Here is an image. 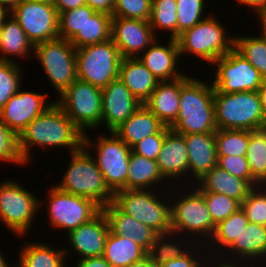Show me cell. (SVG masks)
Returning a JSON list of instances; mask_svg holds the SVG:
<instances>
[{
  "label": "cell",
  "mask_w": 266,
  "mask_h": 267,
  "mask_svg": "<svg viewBox=\"0 0 266 267\" xmlns=\"http://www.w3.org/2000/svg\"><path fill=\"white\" fill-rule=\"evenodd\" d=\"M177 0H152L149 24L154 35L161 30L168 31L169 38H177Z\"/></svg>",
  "instance_id": "cell-38"
},
{
  "label": "cell",
  "mask_w": 266,
  "mask_h": 267,
  "mask_svg": "<svg viewBox=\"0 0 266 267\" xmlns=\"http://www.w3.org/2000/svg\"><path fill=\"white\" fill-rule=\"evenodd\" d=\"M258 93L261 101V108L264 115V120L266 121V80L258 88Z\"/></svg>",
  "instance_id": "cell-55"
},
{
  "label": "cell",
  "mask_w": 266,
  "mask_h": 267,
  "mask_svg": "<svg viewBox=\"0 0 266 267\" xmlns=\"http://www.w3.org/2000/svg\"><path fill=\"white\" fill-rule=\"evenodd\" d=\"M169 184L162 176L156 161L131 151L128 162L127 190H158L157 188L161 186L168 189L172 187Z\"/></svg>",
  "instance_id": "cell-28"
},
{
  "label": "cell",
  "mask_w": 266,
  "mask_h": 267,
  "mask_svg": "<svg viewBox=\"0 0 266 267\" xmlns=\"http://www.w3.org/2000/svg\"><path fill=\"white\" fill-rule=\"evenodd\" d=\"M164 190L162 191V188L161 191L122 189L114 193L113 203L122 212L149 226L158 234L169 233L171 232L169 199L171 192L169 189L164 188ZM162 192H166L164 194L166 197Z\"/></svg>",
  "instance_id": "cell-5"
},
{
  "label": "cell",
  "mask_w": 266,
  "mask_h": 267,
  "mask_svg": "<svg viewBox=\"0 0 266 267\" xmlns=\"http://www.w3.org/2000/svg\"><path fill=\"white\" fill-rule=\"evenodd\" d=\"M169 128L181 135L215 133L214 88L210 82L187 74L181 77L178 117Z\"/></svg>",
  "instance_id": "cell-2"
},
{
  "label": "cell",
  "mask_w": 266,
  "mask_h": 267,
  "mask_svg": "<svg viewBox=\"0 0 266 267\" xmlns=\"http://www.w3.org/2000/svg\"><path fill=\"white\" fill-rule=\"evenodd\" d=\"M156 162L162 176L170 182V185L177 186V182L178 185L183 183L188 185V154L183 135L170 130L163 140Z\"/></svg>",
  "instance_id": "cell-20"
},
{
  "label": "cell",
  "mask_w": 266,
  "mask_h": 267,
  "mask_svg": "<svg viewBox=\"0 0 266 267\" xmlns=\"http://www.w3.org/2000/svg\"><path fill=\"white\" fill-rule=\"evenodd\" d=\"M102 211L106 215L110 231L114 235L130 238L146 251L149 250L158 235L155 230L122 212L113 202L104 206Z\"/></svg>",
  "instance_id": "cell-24"
},
{
  "label": "cell",
  "mask_w": 266,
  "mask_h": 267,
  "mask_svg": "<svg viewBox=\"0 0 266 267\" xmlns=\"http://www.w3.org/2000/svg\"><path fill=\"white\" fill-rule=\"evenodd\" d=\"M9 13L23 28L33 46L59 38V14L54 5L19 0Z\"/></svg>",
  "instance_id": "cell-15"
},
{
  "label": "cell",
  "mask_w": 266,
  "mask_h": 267,
  "mask_svg": "<svg viewBox=\"0 0 266 267\" xmlns=\"http://www.w3.org/2000/svg\"><path fill=\"white\" fill-rule=\"evenodd\" d=\"M168 44L158 43V38L141 54L138 59L159 82L173 81L185 75L179 71L180 53L176 39L168 37ZM183 72V73H182Z\"/></svg>",
  "instance_id": "cell-22"
},
{
  "label": "cell",
  "mask_w": 266,
  "mask_h": 267,
  "mask_svg": "<svg viewBox=\"0 0 266 267\" xmlns=\"http://www.w3.org/2000/svg\"><path fill=\"white\" fill-rule=\"evenodd\" d=\"M234 49L239 52L266 80V32L255 36L234 37Z\"/></svg>",
  "instance_id": "cell-36"
},
{
  "label": "cell",
  "mask_w": 266,
  "mask_h": 267,
  "mask_svg": "<svg viewBox=\"0 0 266 267\" xmlns=\"http://www.w3.org/2000/svg\"><path fill=\"white\" fill-rule=\"evenodd\" d=\"M119 79L141 104L149 99L159 83L138 57L122 58Z\"/></svg>",
  "instance_id": "cell-26"
},
{
  "label": "cell",
  "mask_w": 266,
  "mask_h": 267,
  "mask_svg": "<svg viewBox=\"0 0 266 267\" xmlns=\"http://www.w3.org/2000/svg\"><path fill=\"white\" fill-rule=\"evenodd\" d=\"M12 264H14V263H12V262H11V264L8 263V261L6 260L4 254H2V252L0 250V267H10V265L12 267ZM13 266L16 267V264H14Z\"/></svg>",
  "instance_id": "cell-59"
},
{
  "label": "cell",
  "mask_w": 266,
  "mask_h": 267,
  "mask_svg": "<svg viewBox=\"0 0 266 267\" xmlns=\"http://www.w3.org/2000/svg\"><path fill=\"white\" fill-rule=\"evenodd\" d=\"M47 193L48 223L55 229H64L66 235L102 211L93 200L62 191L55 185L49 187Z\"/></svg>",
  "instance_id": "cell-12"
},
{
  "label": "cell",
  "mask_w": 266,
  "mask_h": 267,
  "mask_svg": "<svg viewBox=\"0 0 266 267\" xmlns=\"http://www.w3.org/2000/svg\"><path fill=\"white\" fill-rule=\"evenodd\" d=\"M217 156H245L249 142V130H226L215 131Z\"/></svg>",
  "instance_id": "cell-39"
},
{
  "label": "cell",
  "mask_w": 266,
  "mask_h": 267,
  "mask_svg": "<svg viewBox=\"0 0 266 267\" xmlns=\"http://www.w3.org/2000/svg\"><path fill=\"white\" fill-rule=\"evenodd\" d=\"M200 192L205 198L211 218L216 225L241 208V204L237 200L227 195L211 191Z\"/></svg>",
  "instance_id": "cell-43"
},
{
  "label": "cell",
  "mask_w": 266,
  "mask_h": 267,
  "mask_svg": "<svg viewBox=\"0 0 266 267\" xmlns=\"http://www.w3.org/2000/svg\"><path fill=\"white\" fill-rule=\"evenodd\" d=\"M241 209L249 222L266 226V187H254L241 202Z\"/></svg>",
  "instance_id": "cell-44"
},
{
  "label": "cell",
  "mask_w": 266,
  "mask_h": 267,
  "mask_svg": "<svg viewBox=\"0 0 266 267\" xmlns=\"http://www.w3.org/2000/svg\"><path fill=\"white\" fill-rule=\"evenodd\" d=\"M225 29L218 17L210 14L176 38L180 57L186 54L194 55L210 66L234 48L235 36L228 35Z\"/></svg>",
  "instance_id": "cell-6"
},
{
  "label": "cell",
  "mask_w": 266,
  "mask_h": 267,
  "mask_svg": "<svg viewBox=\"0 0 266 267\" xmlns=\"http://www.w3.org/2000/svg\"><path fill=\"white\" fill-rule=\"evenodd\" d=\"M106 133L108 136L100 133L98 138L95 137L96 141L85 133L83 146L88 151L95 150L96 155L93 154V158L109 189L113 193L122 189L127 190L128 162L132 150L115 133Z\"/></svg>",
  "instance_id": "cell-9"
},
{
  "label": "cell",
  "mask_w": 266,
  "mask_h": 267,
  "mask_svg": "<svg viewBox=\"0 0 266 267\" xmlns=\"http://www.w3.org/2000/svg\"><path fill=\"white\" fill-rule=\"evenodd\" d=\"M21 247L18 263H15L16 267H67L69 265L66 263V258L71 255L69 246L67 249L56 248L44 241L43 243L27 241Z\"/></svg>",
  "instance_id": "cell-29"
},
{
  "label": "cell",
  "mask_w": 266,
  "mask_h": 267,
  "mask_svg": "<svg viewBox=\"0 0 266 267\" xmlns=\"http://www.w3.org/2000/svg\"><path fill=\"white\" fill-rule=\"evenodd\" d=\"M102 126L113 132L142 104L119 79L113 80L102 89Z\"/></svg>",
  "instance_id": "cell-19"
},
{
  "label": "cell",
  "mask_w": 266,
  "mask_h": 267,
  "mask_svg": "<svg viewBox=\"0 0 266 267\" xmlns=\"http://www.w3.org/2000/svg\"><path fill=\"white\" fill-rule=\"evenodd\" d=\"M115 0H86L88 5L95 12H101L112 16Z\"/></svg>",
  "instance_id": "cell-50"
},
{
  "label": "cell",
  "mask_w": 266,
  "mask_h": 267,
  "mask_svg": "<svg viewBox=\"0 0 266 267\" xmlns=\"http://www.w3.org/2000/svg\"><path fill=\"white\" fill-rule=\"evenodd\" d=\"M259 20V24L261 25L260 27H262V29L266 32V9L259 15V17L257 18Z\"/></svg>",
  "instance_id": "cell-58"
},
{
  "label": "cell",
  "mask_w": 266,
  "mask_h": 267,
  "mask_svg": "<svg viewBox=\"0 0 266 267\" xmlns=\"http://www.w3.org/2000/svg\"><path fill=\"white\" fill-rule=\"evenodd\" d=\"M19 0H0V7L5 8L8 12H10Z\"/></svg>",
  "instance_id": "cell-57"
},
{
  "label": "cell",
  "mask_w": 266,
  "mask_h": 267,
  "mask_svg": "<svg viewBox=\"0 0 266 267\" xmlns=\"http://www.w3.org/2000/svg\"><path fill=\"white\" fill-rule=\"evenodd\" d=\"M194 186L199 191H211L227 195L240 204L254 188L248 181L230 174L218 165L199 179Z\"/></svg>",
  "instance_id": "cell-27"
},
{
  "label": "cell",
  "mask_w": 266,
  "mask_h": 267,
  "mask_svg": "<svg viewBox=\"0 0 266 267\" xmlns=\"http://www.w3.org/2000/svg\"><path fill=\"white\" fill-rule=\"evenodd\" d=\"M129 267H157V265L150 259L148 255H146L142 259L134 262Z\"/></svg>",
  "instance_id": "cell-56"
},
{
  "label": "cell",
  "mask_w": 266,
  "mask_h": 267,
  "mask_svg": "<svg viewBox=\"0 0 266 267\" xmlns=\"http://www.w3.org/2000/svg\"><path fill=\"white\" fill-rule=\"evenodd\" d=\"M33 51L34 46L28 40L23 28L9 13L0 28V60L17 62L20 57L29 58ZM12 57L19 59L14 60Z\"/></svg>",
  "instance_id": "cell-31"
},
{
  "label": "cell",
  "mask_w": 266,
  "mask_h": 267,
  "mask_svg": "<svg viewBox=\"0 0 266 267\" xmlns=\"http://www.w3.org/2000/svg\"><path fill=\"white\" fill-rule=\"evenodd\" d=\"M194 246H191V248L185 254H183L181 257L168 260L167 262H164V263L157 265V267H205L207 262L211 258L212 254L211 255L207 254L208 253V251L206 250L207 247L203 243L202 244L195 243ZM203 247H205V248H203ZM193 248H195V249H193ZM201 250H202V252H201ZM201 254H203V255H201ZM204 258H205V260H204Z\"/></svg>",
  "instance_id": "cell-47"
},
{
  "label": "cell",
  "mask_w": 266,
  "mask_h": 267,
  "mask_svg": "<svg viewBox=\"0 0 266 267\" xmlns=\"http://www.w3.org/2000/svg\"><path fill=\"white\" fill-rule=\"evenodd\" d=\"M149 21L112 16L111 40L122 58H136L156 39Z\"/></svg>",
  "instance_id": "cell-16"
},
{
  "label": "cell",
  "mask_w": 266,
  "mask_h": 267,
  "mask_svg": "<svg viewBox=\"0 0 266 267\" xmlns=\"http://www.w3.org/2000/svg\"><path fill=\"white\" fill-rule=\"evenodd\" d=\"M240 5L248 7L255 15H259L266 9V0H236Z\"/></svg>",
  "instance_id": "cell-53"
},
{
  "label": "cell",
  "mask_w": 266,
  "mask_h": 267,
  "mask_svg": "<svg viewBox=\"0 0 266 267\" xmlns=\"http://www.w3.org/2000/svg\"><path fill=\"white\" fill-rule=\"evenodd\" d=\"M41 198L28 191L16 180L0 182V221L15 236L25 237L33 228L39 208L42 209ZM33 223V224H32Z\"/></svg>",
  "instance_id": "cell-8"
},
{
  "label": "cell",
  "mask_w": 266,
  "mask_h": 267,
  "mask_svg": "<svg viewBox=\"0 0 266 267\" xmlns=\"http://www.w3.org/2000/svg\"><path fill=\"white\" fill-rule=\"evenodd\" d=\"M33 55L58 95L77 79L76 48L69 40L59 37L39 43Z\"/></svg>",
  "instance_id": "cell-13"
},
{
  "label": "cell",
  "mask_w": 266,
  "mask_h": 267,
  "mask_svg": "<svg viewBox=\"0 0 266 267\" xmlns=\"http://www.w3.org/2000/svg\"><path fill=\"white\" fill-rule=\"evenodd\" d=\"M110 231L106 215L101 211L88 223L70 231L68 238L69 249L77 253V260L103 256L105 241Z\"/></svg>",
  "instance_id": "cell-21"
},
{
  "label": "cell",
  "mask_w": 266,
  "mask_h": 267,
  "mask_svg": "<svg viewBox=\"0 0 266 267\" xmlns=\"http://www.w3.org/2000/svg\"><path fill=\"white\" fill-rule=\"evenodd\" d=\"M121 60L111 39L76 49L77 78L103 89L119 78Z\"/></svg>",
  "instance_id": "cell-11"
},
{
  "label": "cell",
  "mask_w": 266,
  "mask_h": 267,
  "mask_svg": "<svg viewBox=\"0 0 266 267\" xmlns=\"http://www.w3.org/2000/svg\"><path fill=\"white\" fill-rule=\"evenodd\" d=\"M19 62L0 60V110L7 101L22 89V70Z\"/></svg>",
  "instance_id": "cell-40"
},
{
  "label": "cell",
  "mask_w": 266,
  "mask_h": 267,
  "mask_svg": "<svg viewBox=\"0 0 266 267\" xmlns=\"http://www.w3.org/2000/svg\"><path fill=\"white\" fill-rule=\"evenodd\" d=\"M217 165L230 174L248 181L253 187L260 184L252 177L246 156H218Z\"/></svg>",
  "instance_id": "cell-48"
},
{
  "label": "cell",
  "mask_w": 266,
  "mask_h": 267,
  "mask_svg": "<svg viewBox=\"0 0 266 267\" xmlns=\"http://www.w3.org/2000/svg\"><path fill=\"white\" fill-rule=\"evenodd\" d=\"M147 255V251L135 241L109 231L104 247L103 258L112 267H129Z\"/></svg>",
  "instance_id": "cell-32"
},
{
  "label": "cell",
  "mask_w": 266,
  "mask_h": 267,
  "mask_svg": "<svg viewBox=\"0 0 266 267\" xmlns=\"http://www.w3.org/2000/svg\"><path fill=\"white\" fill-rule=\"evenodd\" d=\"M112 16L95 12L84 24L83 29L70 40L71 44L81 47L106 42L111 39Z\"/></svg>",
  "instance_id": "cell-35"
},
{
  "label": "cell",
  "mask_w": 266,
  "mask_h": 267,
  "mask_svg": "<svg viewBox=\"0 0 266 267\" xmlns=\"http://www.w3.org/2000/svg\"><path fill=\"white\" fill-rule=\"evenodd\" d=\"M0 160L4 163L25 166L18 149V136L0 118Z\"/></svg>",
  "instance_id": "cell-46"
},
{
  "label": "cell",
  "mask_w": 266,
  "mask_h": 267,
  "mask_svg": "<svg viewBox=\"0 0 266 267\" xmlns=\"http://www.w3.org/2000/svg\"><path fill=\"white\" fill-rule=\"evenodd\" d=\"M170 130L168 126H164L158 133L147 136L135 144L131 148L132 152L156 161L162 148L163 140Z\"/></svg>",
  "instance_id": "cell-49"
},
{
  "label": "cell",
  "mask_w": 266,
  "mask_h": 267,
  "mask_svg": "<svg viewBox=\"0 0 266 267\" xmlns=\"http://www.w3.org/2000/svg\"><path fill=\"white\" fill-rule=\"evenodd\" d=\"M94 13L88 5L59 13V37L70 41Z\"/></svg>",
  "instance_id": "cell-42"
},
{
  "label": "cell",
  "mask_w": 266,
  "mask_h": 267,
  "mask_svg": "<svg viewBox=\"0 0 266 267\" xmlns=\"http://www.w3.org/2000/svg\"><path fill=\"white\" fill-rule=\"evenodd\" d=\"M92 154L84 146L72 152L69 165L55 186L62 191L91 199L103 208L113 202L114 193L107 186Z\"/></svg>",
  "instance_id": "cell-4"
},
{
  "label": "cell",
  "mask_w": 266,
  "mask_h": 267,
  "mask_svg": "<svg viewBox=\"0 0 266 267\" xmlns=\"http://www.w3.org/2000/svg\"><path fill=\"white\" fill-rule=\"evenodd\" d=\"M183 136L188 154V175H190L188 176V185H194L217 165L215 133L186 134Z\"/></svg>",
  "instance_id": "cell-23"
},
{
  "label": "cell",
  "mask_w": 266,
  "mask_h": 267,
  "mask_svg": "<svg viewBox=\"0 0 266 267\" xmlns=\"http://www.w3.org/2000/svg\"><path fill=\"white\" fill-rule=\"evenodd\" d=\"M83 135L82 131L54 102L21 132L18 136V149L27 165L32 163V150L36 147H47V149L67 147L69 154L78 151L83 146Z\"/></svg>",
  "instance_id": "cell-1"
},
{
  "label": "cell",
  "mask_w": 266,
  "mask_h": 267,
  "mask_svg": "<svg viewBox=\"0 0 266 267\" xmlns=\"http://www.w3.org/2000/svg\"><path fill=\"white\" fill-rule=\"evenodd\" d=\"M152 0H115L112 16L149 21Z\"/></svg>",
  "instance_id": "cell-45"
},
{
  "label": "cell",
  "mask_w": 266,
  "mask_h": 267,
  "mask_svg": "<svg viewBox=\"0 0 266 267\" xmlns=\"http://www.w3.org/2000/svg\"><path fill=\"white\" fill-rule=\"evenodd\" d=\"M217 129L258 130L266 127L258 91L221 93L214 89Z\"/></svg>",
  "instance_id": "cell-7"
},
{
  "label": "cell",
  "mask_w": 266,
  "mask_h": 267,
  "mask_svg": "<svg viewBox=\"0 0 266 267\" xmlns=\"http://www.w3.org/2000/svg\"><path fill=\"white\" fill-rule=\"evenodd\" d=\"M9 15V12L3 8L0 7V28L2 27L4 19Z\"/></svg>",
  "instance_id": "cell-60"
},
{
  "label": "cell",
  "mask_w": 266,
  "mask_h": 267,
  "mask_svg": "<svg viewBox=\"0 0 266 267\" xmlns=\"http://www.w3.org/2000/svg\"><path fill=\"white\" fill-rule=\"evenodd\" d=\"M216 259L227 263H245L254 267H259L261 263L260 267H264L266 265V226L249 222L239 237H236Z\"/></svg>",
  "instance_id": "cell-18"
},
{
  "label": "cell",
  "mask_w": 266,
  "mask_h": 267,
  "mask_svg": "<svg viewBox=\"0 0 266 267\" xmlns=\"http://www.w3.org/2000/svg\"><path fill=\"white\" fill-rule=\"evenodd\" d=\"M55 103L83 134L102 128V89L76 79Z\"/></svg>",
  "instance_id": "cell-10"
},
{
  "label": "cell",
  "mask_w": 266,
  "mask_h": 267,
  "mask_svg": "<svg viewBox=\"0 0 266 267\" xmlns=\"http://www.w3.org/2000/svg\"><path fill=\"white\" fill-rule=\"evenodd\" d=\"M86 5V0H57L55 8L59 13Z\"/></svg>",
  "instance_id": "cell-52"
},
{
  "label": "cell",
  "mask_w": 266,
  "mask_h": 267,
  "mask_svg": "<svg viewBox=\"0 0 266 267\" xmlns=\"http://www.w3.org/2000/svg\"><path fill=\"white\" fill-rule=\"evenodd\" d=\"M216 258H214V260H213V258H210L209 259V262H207V264H206V266L205 267H254V266H252V265H249V264H245V263H243V264H239V263H227V262H222V261H220V260H217ZM240 265V266H239ZM246 265V266H245Z\"/></svg>",
  "instance_id": "cell-54"
},
{
  "label": "cell",
  "mask_w": 266,
  "mask_h": 267,
  "mask_svg": "<svg viewBox=\"0 0 266 267\" xmlns=\"http://www.w3.org/2000/svg\"><path fill=\"white\" fill-rule=\"evenodd\" d=\"M248 223L249 220L241 208L230 215L227 219L220 221L216 225V229L212 238L205 245L208 247L206 248L208 253L210 252V254L212 253L214 255H212L211 258H218L219 255H221L223 251H225L234 242L236 237H239L240 233L243 231V229H245Z\"/></svg>",
  "instance_id": "cell-33"
},
{
  "label": "cell",
  "mask_w": 266,
  "mask_h": 267,
  "mask_svg": "<svg viewBox=\"0 0 266 267\" xmlns=\"http://www.w3.org/2000/svg\"><path fill=\"white\" fill-rule=\"evenodd\" d=\"M181 78L159 82L144 105L165 125L177 119L180 107Z\"/></svg>",
  "instance_id": "cell-25"
},
{
  "label": "cell",
  "mask_w": 266,
  "mask_h": 267,
  "mask_svg": "<svg viewBox=\"0 0 266 267\" xmlns=\"http://www.w3.org/2000/svg\"><path fill=\"white\" fill-rule=\"evenodd\" d=\"M165 125L142 104L128 120L117 127L115 133L126 145L132 148L147 136L158 133Z\"/></svg>",
  "instance_id": "cell-30"
},
{
  "label": "cell",
  "mask_w": 266,
  "mask_h": 267,
  "mask_svg": "<svg viewBox=\"0 0 266 267\" xmlns=\"http://www.w3.org/2000/svg\"><path fill=\"white\" fill-rule=\"evenodd\" d=\"M180 186L182 185H177L180 190L176 185H172L174 189L169 188L172 192V198L170 196L171 232L180 236L184 234L194 243L203 242L206 245L215 232L216 224L211 218L205 198L194 185H183L182 188Z\"/></svg>",
  "instance_id": "cell-3"
},
{
  "label": "cell",
  "mask_w": 266,
  "mask_h": 267,
  "mask_svg": "<svg viewBox=\"0 0 266 267\" xmlns=\"http://www.w3.org/2000/svg\"><path fill=\"white\" fill-rule=\"evenodd\" d=\"M246 158L252 177L260 184H266V127L249 130Z\"/></svg>",
  "instance_id": "cell-37"
},
{
  "label": "cell",
  "mask_w": 266,
  "mask_h": 267,
  "mask_svg": "<svg viewBox=\"0 0 266 267\" xmlns=\"http://www.w3.org/2000/svg\"><path fill=\"white\" fill-rule=\"evenodd\" d=\"M206 1L207 0H177V37L183 31L192 28L210 15L207 12V15L204 16V14H206Z\"/></svg>",
  "instance_id": "cell-41"
},
{
  "label": "cell",
  "mask_w": 266,
  "mask_h": 267,
  "mask_svg": "<svg viewBox=\"0 0 266 267\" xmlns=\"http://www.w3.org/2000/svg\"><path fill=\"white\" fill-rule=\"evenodd\" d=\"M190 240L189 237H182L173 232L158 234L147 251V255L156 265H159L185 254L191 248L190 246L195 244Z\"/></svg>",
  "instance_id": "cell-34"
},
{
  "label": "cell",
  "mask_w": 266,
  "mask_h": 267,
  "mask_svg": "<svg viewBox=\"0 0 266 267\" xmlns=\"http://www.w3.org/2000/svg\"><path fill=\"white\" fill-rule=\"evenodd\" d=\"M74 267H112L103 256L76 260Z\"/></svg>",
  "instance_id": "cell-51"
},
{
  "label": "cell",
  "mask_w": 266,
  "mask_h": 267,
  "mask_svg": "<svg viewBox=\"0 0 266 267\" xmlns=\"http://www.w3.org/2000/svg\"><path fill=\"white\" fill-rule=\"evenodd\" d=\"M46 98L47 94L19 89L0 110V118L11 131L19 136L29 123L54 104L55 100L48 102Z\"/></svg>",
  "instance_id": "cell-17"
},
{
  "label": "cell",
  "mask_w": 266,
  "mask_h": 267,
  "mask_svg": "<svg viewBox=\"0 0 266 267\" xmlns=\"http://www.w3.org/2000/svg\"><path fill=\"white\" fill-rule=\"evenodd\" d=\"M34 1L49 4V5H55L57 0H34Z\"/></svg>",
  "instance_id": "cell-61"
},
{
  "label": "cell",
  "mask_w": 266,
  "mask_h": 267,
  "mask_svg": "<svg viewBox=\"0 0 266 267\" xmlns=\"http://www.w3.org/2000/svg\"><path fill=\"white\" fill-rule=\"evenodd\" d=\"M211 65L216 68L211 84L217 92L258 91L265 81L260 72L234 48Z\"/></svg>",
  "instance_id": "cell-14"
}]
</instances>
